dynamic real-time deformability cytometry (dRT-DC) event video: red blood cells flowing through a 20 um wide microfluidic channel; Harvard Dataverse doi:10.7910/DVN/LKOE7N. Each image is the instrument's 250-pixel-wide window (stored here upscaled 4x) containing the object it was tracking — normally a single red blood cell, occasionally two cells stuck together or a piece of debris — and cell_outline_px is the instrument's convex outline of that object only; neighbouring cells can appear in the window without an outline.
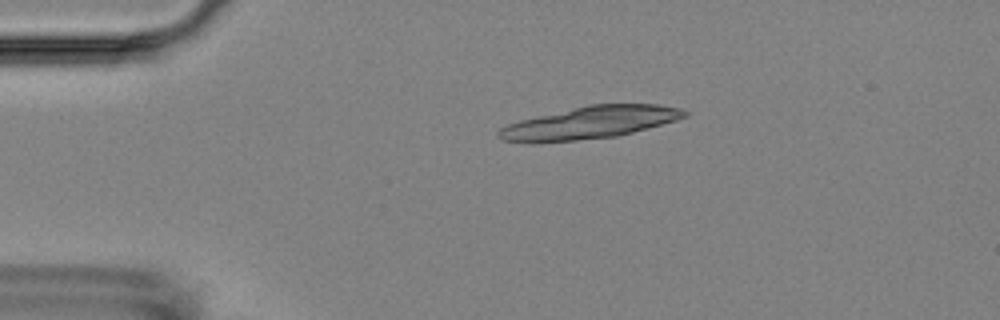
{"species": "Egyptian fruit bat (a non-hibernating species)", "species_latin": "Rousettus aegyptiacus", "temperature_condition": "room temperature", "stored_images_in_passage": 4, "camera_frame_rate_fps": 3000, "um_per_image_px": 0.085, "animal": {"sex": "female"}, "frame": {"image": 1, "passage_image": 3, "time_ms": 2.333, "image_size_px": [1000, 320], "cell_outline_px": [[688, 116], [676, 120], [632, 132], [616, 136], [536, 144], [532, 144], [504, 140], [496, 136], [496, 132], [500, 128], [508, 124], [520, 120], [588, 104], [656, 104], [680, 108], [688, 112]], "centroid_in_image_um": [50.08, 10.43], "position_along_channel_um": 34.9, "area_um2": 35.08}}